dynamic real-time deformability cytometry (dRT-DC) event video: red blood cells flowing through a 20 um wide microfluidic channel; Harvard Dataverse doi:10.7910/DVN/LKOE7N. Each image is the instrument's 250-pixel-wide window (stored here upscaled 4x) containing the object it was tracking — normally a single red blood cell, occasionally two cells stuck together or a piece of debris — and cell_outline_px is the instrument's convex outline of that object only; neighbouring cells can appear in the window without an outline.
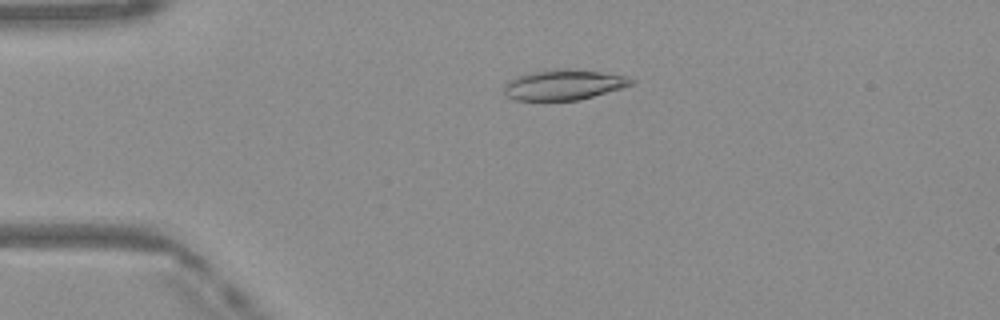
{"species": "Egyptian fruit bat (a non-hibernating species)", "species_latin": "Rousettus aegyptiacus", "temperature_condition": "warm", "stored_images_in_passage": 40, "camera_frame_rate_fps": 3000, "um_per_image_px": 0.085, "frame": {"image": 1, "passage_image": 2, "time_ms": 0.333, "image_size_px": [1000, 320], "cell_outline_px": [[636, 84], [592, 96], [576, 100], [516, 100], [508, 96], [504, 92], [504, 84], [508, 80], [532, 72], [564, 68], [568, 68], [600, 72], [628, 76], [636, 80]], "centroid_in_image_um": [47.96, 7.2], "position_along_channel_um": 37.0, "area_um2": 22.31}}
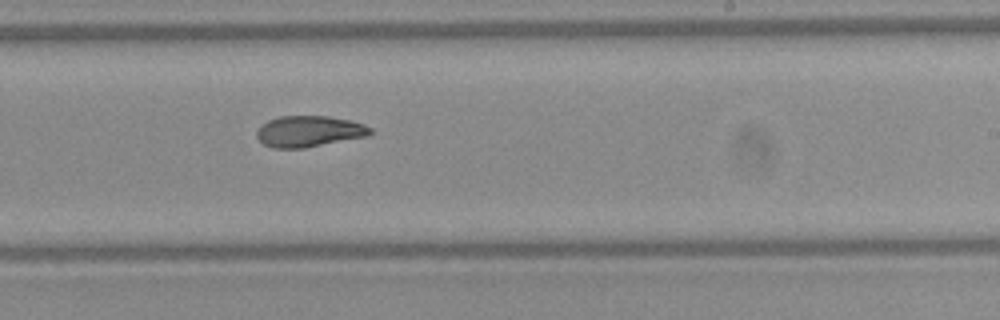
{"frame": {"image": 2, "passage_image": 21, "time_ms": 6.667, "image_size_px": [1000, 320], "cell_outline_px": [[372, 132], [368, 136], [304, 148], [272, 148], [264, 144], [256, 136], [256, 132], [268, 120], [280, 116], [328, 116], [348, 120], [364, 124], [372, 128]], "centroid_in_image_um": [26.28, 11.17], "position_along_channel_um": 262.7, "area_um2": 20.46}}
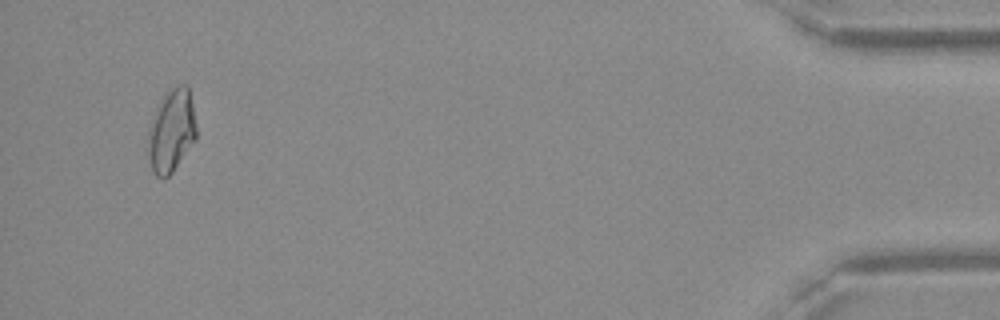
{"frame": {"image": 3, "passage_image": 38, "time_ms": 12.333, "image_size_px": [1000, 320], "cell_outline_px": [[196, 140], [172, 172], [164, 180], [156, 176], [152, 172], [148, 160], [148, 128], [152, 116], [164, 92], [180, 84], [188, 84], [192, 104], [196, 128]], "centroid_in_image_um": [14.55, 11.13], "position_along_channel_um": 420.7, "area_um2": 23.7}, "authors_computed_cell_mechanics": {"area_um2": 21.3282, "velocity_mm_per_s": 4.1323, "shape_relaxation_time_tau1_ms": 8.4945, "shape_relaxation_time_tau2_ms": 2.5042, "deformation_change_tau1": 0.2527, "deformation_change_tau2": 0.0901}}